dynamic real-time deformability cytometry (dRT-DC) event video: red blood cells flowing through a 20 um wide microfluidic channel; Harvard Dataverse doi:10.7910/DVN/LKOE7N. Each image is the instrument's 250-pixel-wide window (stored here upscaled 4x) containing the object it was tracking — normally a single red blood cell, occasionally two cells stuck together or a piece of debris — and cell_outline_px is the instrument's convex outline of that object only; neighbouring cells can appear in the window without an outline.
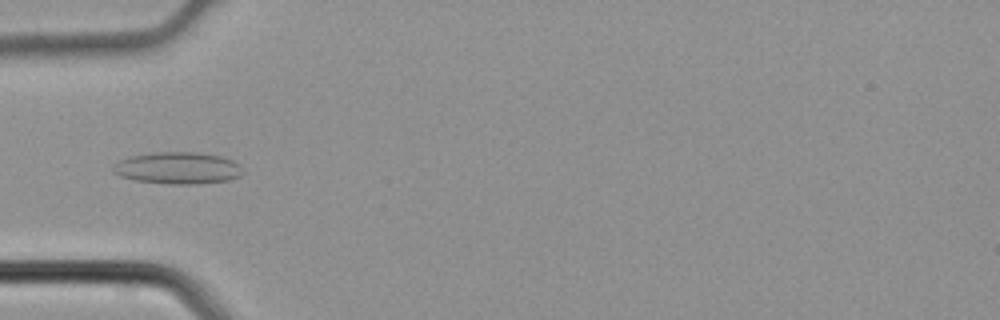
{"species": "common noctule bat (a hibernating species)", "species_latin": "Nyctalus noctula", "temperature_condition": "cold", "stored_images_in_passage": 3, "camera_frame_rate_fps": 3000, "um_per_image_px": 0.085, "animal": {"sex": "male", "body_mass_g": 21.5, "forearm_length_mm": 52.0}, "frame": {"image": 1, "passage_image": 3, "time_ms": 0.667, "image_size_px": [1000, 320], "cell_outline_px": [[244, 172], [240, 176], [228, 180], [196, 184], [168, 184], [136, 180], [120, 176], [112, 172], [112, 168], [120, 160], [132, 156], [152, 152], [196, 152], [220, 156], [232, 160]], "centroid_in_image_um": [15.1, 14.28], "position_along_channel_um": 69.9, "area_um2": 23.93}}